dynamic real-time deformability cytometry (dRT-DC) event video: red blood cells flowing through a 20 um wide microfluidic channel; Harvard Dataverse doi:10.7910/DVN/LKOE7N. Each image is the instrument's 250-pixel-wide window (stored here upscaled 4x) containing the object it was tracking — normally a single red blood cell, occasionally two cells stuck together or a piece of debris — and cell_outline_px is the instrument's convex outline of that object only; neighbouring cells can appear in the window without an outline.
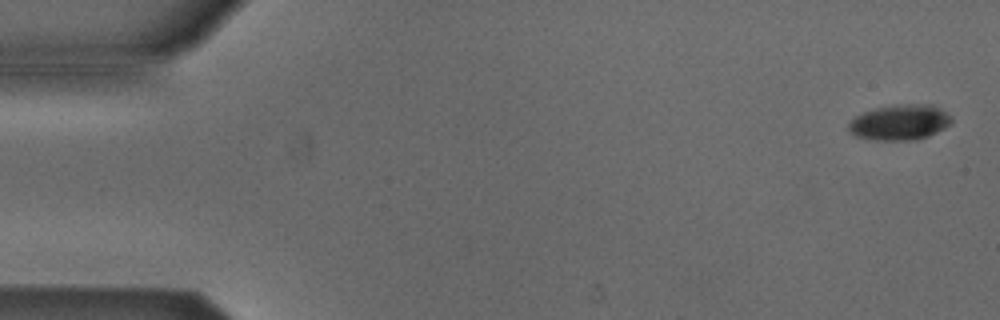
{"species": "Egyptian fruit bat (a non-hibernating species)", "species_latin": "Rousettus aegyptiacus", "temperature_condition": "cold", "stored_images_in_passage": 5, "camera_frame_rate_fps": 3000, "um_per_image_px": 0.085, "animal": {"sex": "male"}, "frame": {"image": 1, "passage_image": 1, "time_ms": 0.0, "image_size_px": [1000, 320], "cell_outline_px": [[952, 120], [944, 128], [928, 136], [916, 140], [876, 140], [856, 136], [848, 132], [848, 124], [856, 116], [864, 112], [876, 108], [900, 104], [932, 104], [940, 108], [952, 116]], "centroid_in_image_um": [76.49, 10.4], "position_along_channel_um": 8.5, "area_um2": 21.21}}
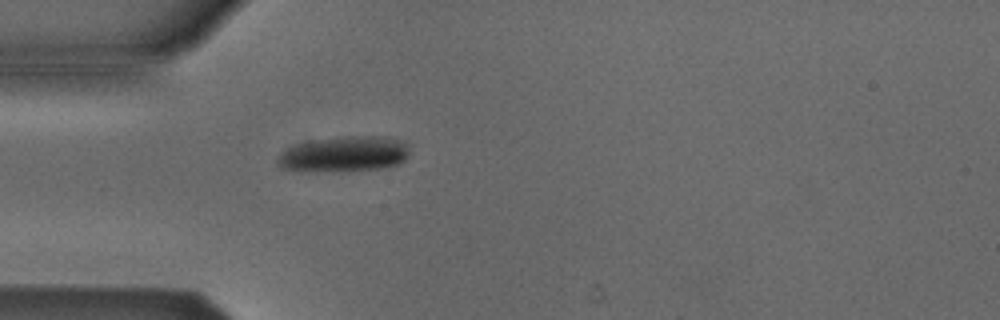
{"frame": {"image": 2, "passage_image": 5, "time_ms": 4.667, "image_size_px": [1000, 320], "cell_outline_px": [[408, 156], [404, 160], [396, 164], [380, 168], [348, 172], [304, 172], [280, 168], [276, 160], [288, 148], [296, 144], [320, 140], [348, 136], [388, 136], [404, 140], [408, 144]], "centroid_in_image_um": [29.29, 13.12], "position_along_channel_um": 55.7, "area_um2": 27.63}}